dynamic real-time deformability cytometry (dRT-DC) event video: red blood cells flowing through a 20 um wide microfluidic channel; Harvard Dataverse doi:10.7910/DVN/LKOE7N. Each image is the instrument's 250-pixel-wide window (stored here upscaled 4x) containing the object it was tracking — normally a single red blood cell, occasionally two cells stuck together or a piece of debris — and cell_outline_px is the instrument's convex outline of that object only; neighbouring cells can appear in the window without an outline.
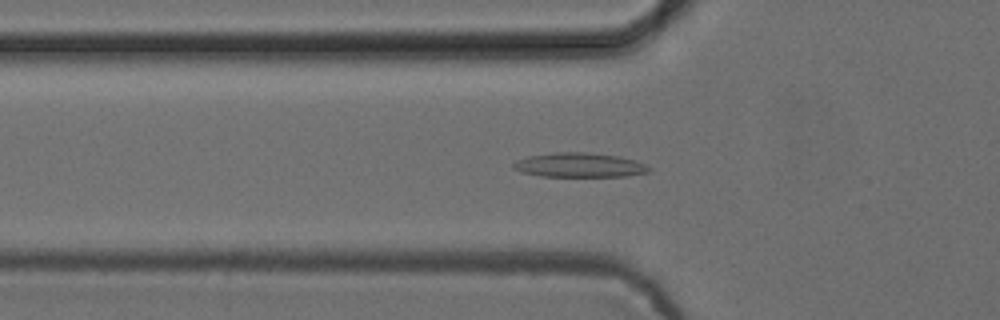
{"species": "common noctule bat (a hibernating species)", "species_latin": "Nyctalus noctula", "temperature_condition": "cold", "stored_images_in_passage": 53, "camera_frame_rate_fps": 3000, "um_per_image_px": 0.085, "animal": {"sex": "female", "body_mass_g": 24.6, "forearm_length_mm": 56.2}, "frame": {"image": 1, "passage_image": 18, "time_ms": 5.667, "image_size_px": [1000, 320], "cell_outline_px": [[652, 168], [648, 172], [624, 176], [540, 176], [520, 172], [512, 168], [512, 164], [516, 160], [528, 156], [556, 152], [584, 152], [620, 156], [636, 160]], "centroid_in_image_um": [49.22, 14.02], "position_along_channel_um": 76.6, "area_um2": 19.31}}
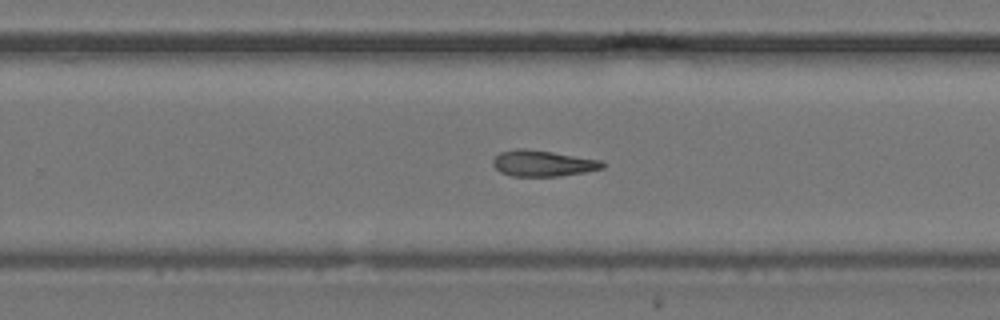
{"frame": {"image": 2, "passage_image": 34, "time_ms": 11.0, "image_size_px": [1000, 320], "cell_outline_px": [[604, 168], [584, 172], [560, 176], [512, 176], [500, 172], [492, 164], [492, 160], [500, 152], [516, 148], [524, 148], [552, 152], [600, 160], [604, 164]], "centroid_in_image_um": [46.1, 13.88], "position_along_channel_um": 283.7, "area_um2": 16.53}}
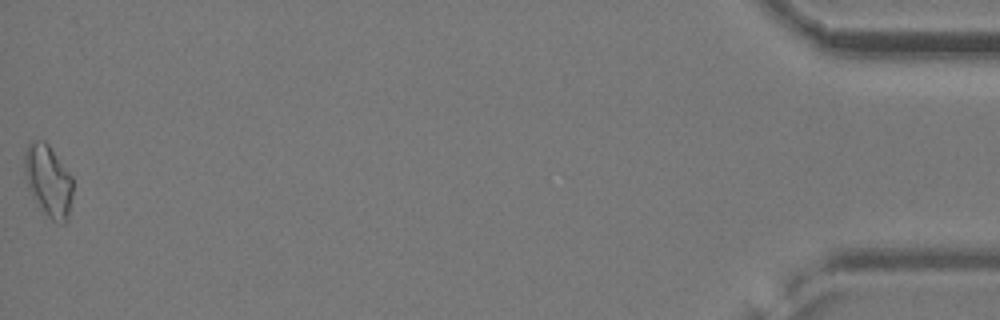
{"frame": {"image": 3, "passage_image": 53, "time_ms": 17.333, "image_size_px": [1000, 320], "cell_outline_px": [[72, 196], [68, 220], [64, 224], [56, 224], [44, 212], [32, 196], [28, 188], [24, 172], [24, 152], [28, 144], [32, 140], [44, 140], [48, 144], [72, 176]], "centroid_in_image_um": [4.1, 15.37], "position_along_channel_um": 431.1, "area_um2": 20.35}}